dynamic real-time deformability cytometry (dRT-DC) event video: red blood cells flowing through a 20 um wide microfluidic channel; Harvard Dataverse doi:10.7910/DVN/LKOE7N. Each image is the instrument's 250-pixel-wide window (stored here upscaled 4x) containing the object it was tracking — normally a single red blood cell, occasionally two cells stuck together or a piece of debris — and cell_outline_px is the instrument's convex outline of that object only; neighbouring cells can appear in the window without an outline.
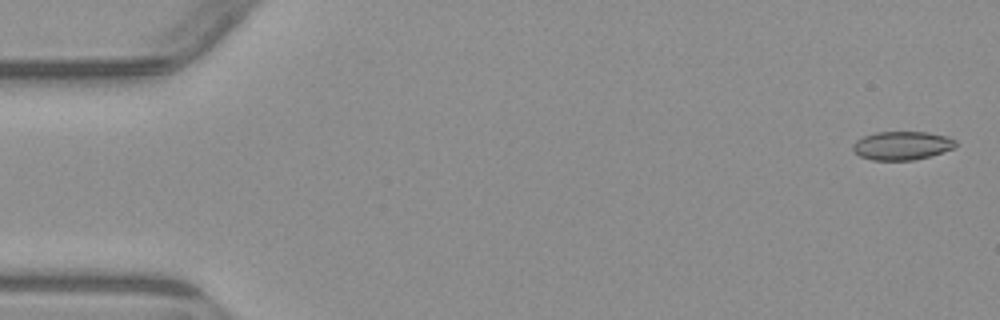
{"species": "common noctule bat (a hibernating species)", "species_latin": "Nyctalus noctula", "temperature_condition": "warm", "stored_images_in_passage": 5, "camera_frame_rate_fps": 3000, "um_per_image_px": 0.085, "animal": {"sex": "male", "body_mass_g": 23.1, "forearm_length_mm": 52.7}, "frame": {"image": 1, "passage_image": 1, "time_ms": 0.0, "image_size_px": [1000, 320], "cell_outline_px": [[956, 144], [952, 148], [928, 156], [912, 160], [872, 160], [860, 156], [852, 148], [852, 144], [856, 140], [864, 136], [876, 132], [928, 132], [948, 136], [956, 140]], "centroid_in_image_um": [76.64, 12.36], "position_along_channel_um": 8.4, "area_um2": 16.94}}
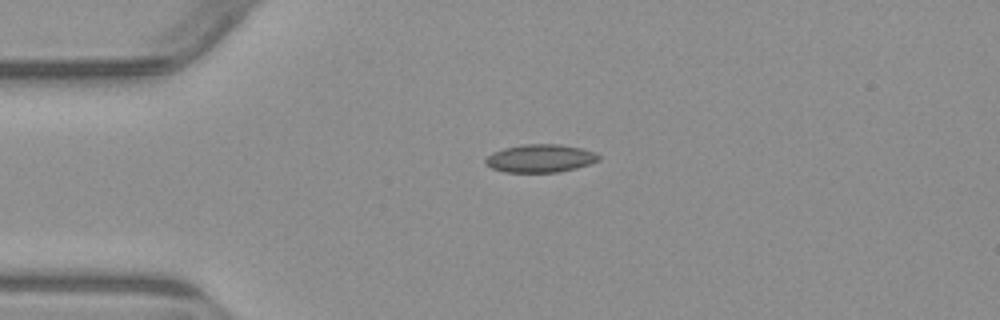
{"frame": {"image": 2, "passage_image": 4, "time_ms": 3.667, "image_size_px": [1000, 320], "cell_outline_px": [[600, 160], [576, 168], [556, 172], [504, 172], [492, 168], [484, 164], [484, 160], [492, 152], [504, 148], [524, 144], [560, 144], [580, 148], [596, 152], [600, 156]], "centroid_in_image_um": [45.91, 13.46], "position_along_channel_um": 39.1, "area_um2": 18.5}}